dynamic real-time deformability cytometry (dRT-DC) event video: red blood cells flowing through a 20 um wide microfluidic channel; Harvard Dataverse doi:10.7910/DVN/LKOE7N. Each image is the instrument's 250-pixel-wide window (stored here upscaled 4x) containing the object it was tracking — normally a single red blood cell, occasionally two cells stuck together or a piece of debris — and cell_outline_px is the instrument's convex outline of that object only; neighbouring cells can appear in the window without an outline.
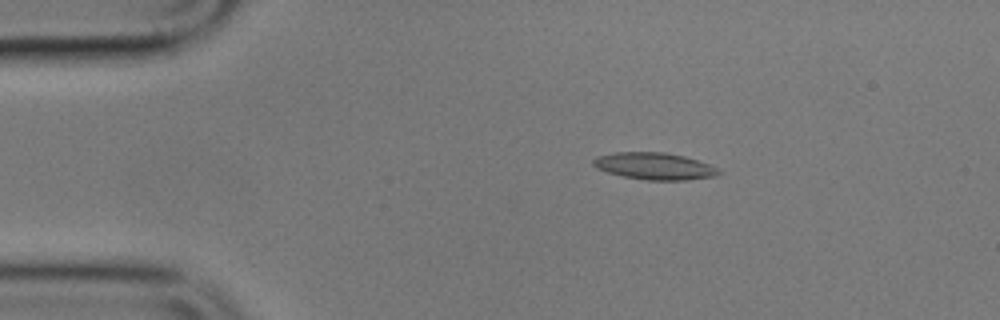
{"species": "common noctule bat (a hibernating species)", "species_latin": "Nyctalus noctula", "temperature_condition": "cold", "stored_images_in_passage": 7, "camera_frame_rate_fps": 3000, "um_per_image_px": 0.085, "animal": {"sex": "male", "body_mass_g": 17.9}, "frame": {"image": 1, "passage_image": 3, "time_ms": 2.333, "image_size_px": [1000, 320], "cell_outline_px": [[720, 172], [716, 176], [688, 180], [648, 180], [624, 176], [608, 172], [596, 168], [592, 164], [592, 160], [596, 156], [612, 152], [664, 152], [684, 156], [708, 164], [716, 168]], "centroid_in_image_um": [55.58, 14.11], "position_along_channel_um": 29.4, "area_um2": 19.59}}
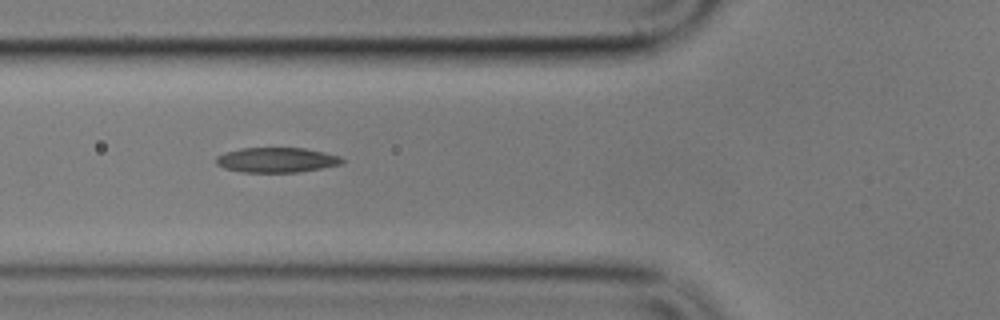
{"frame": {"image": 2, "passage_image": 6, "time_ms": 6.0, "image_size_px": [1000, 320], "cell_outline_px": [[344, 160], [340, 164], [320, 168], [296, 172], [240, 172], [224, 168], [216, 164], [216, 156], [224, 152], [240, 148], [304, 148], [324, 152], [340, 156]], "centroid_in_image_um": [23.46, 13.59], "position_along_channel_um": 102.3, "area_um2": 18.26}}
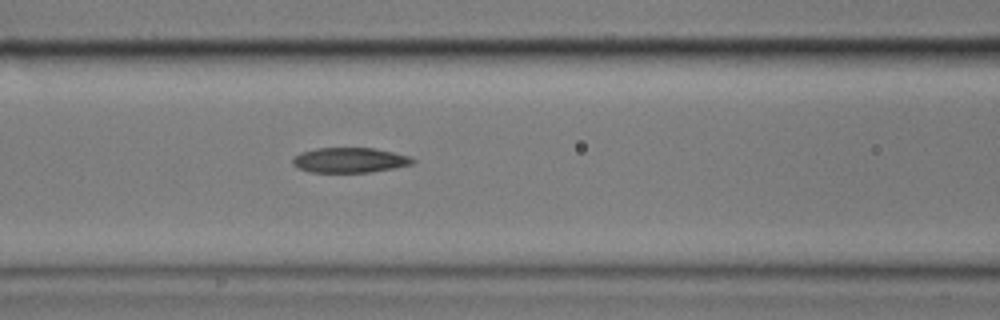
{"frame": {"image": 3, "passage_image": 7, "time_ms": 7.0, "image_size_px": [1000, 320], "cell_outline_px": [[416, 160], [412, 164], [396, 168], [372, 172], [308, 172], [292, 164], [292, 160], [300, 152], [316, 148], [376, 148], [408, 156]], "centroid_in_image_um": [29.73, 13.61], "position_along_channel_um": 136.9, "area_um2": 17.51}}